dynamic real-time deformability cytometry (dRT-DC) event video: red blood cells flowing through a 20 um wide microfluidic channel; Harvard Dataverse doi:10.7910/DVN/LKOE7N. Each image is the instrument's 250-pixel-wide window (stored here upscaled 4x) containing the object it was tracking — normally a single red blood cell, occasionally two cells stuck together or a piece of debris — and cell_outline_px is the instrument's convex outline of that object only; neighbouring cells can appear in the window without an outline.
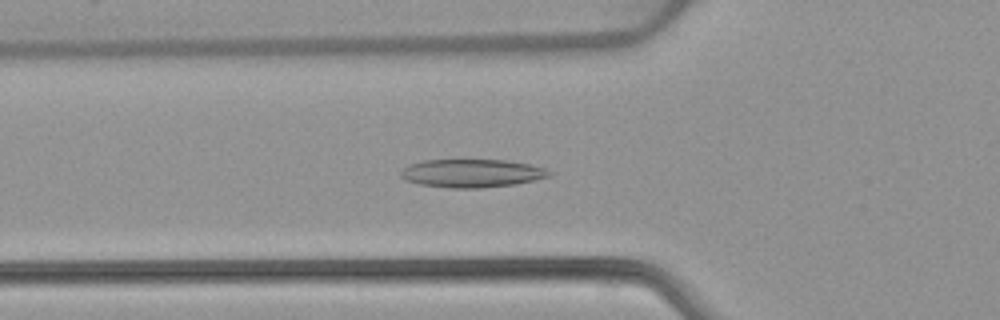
{"species": "common noctule bat (a hibernating species)", "species_latin": "Nyctalus noctula", "temperature_condition": "warm", "stored_images_in_passage": 51, "camera_frame_rate_fps": 3000, "um_per_image_px": 0.085, "animal": {"sex": "female", "body_mass_g": 22.7, "forearm_length_mm": 54.2}, "frame": {"image": 1, "passage_image": 17, "time_ms": 5.333, "image_size_px": [1000, 320], "cell_outline_px": [[552, 172], [548, 176], [516, 184], [480, 188], [448, 188], [420, 184], [404, 180], [400, 176], [400, 172], [408, 164], [424, 160], [504, 160], [528, 164], [544, 168]], "centroid_in_image_um": [40.04, 14.73], "position_along_channel_um": 85.8, "area_um2": 24.28}}
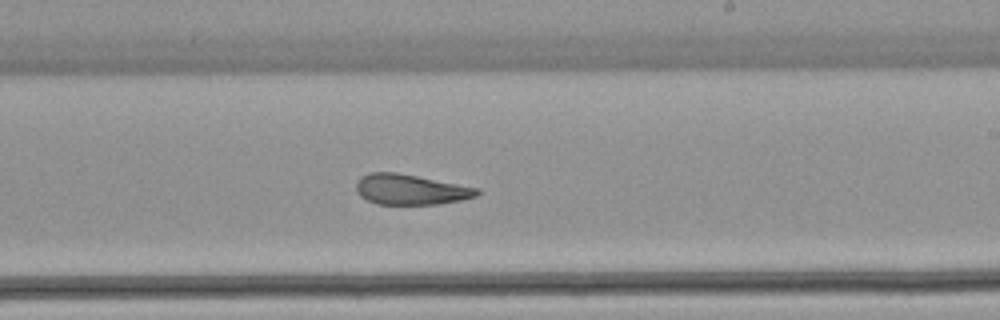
{"frame": {"image": 2, "passage_image": 30, "time_ms": 9.667, "image_size_px": [1000, 320], "cell_outline_px": [[480, 192], [476, 196], [460, 200], [436, 204], [376, 204], [360, 196], [356, 192], [356, 184], [360, 176], [368, 172], [396, 172], [480, 188]], "centroid_in_image_um": [34.86, 16.1], "position_along_channel_um": 254.1, "area_um2": 21.39}}
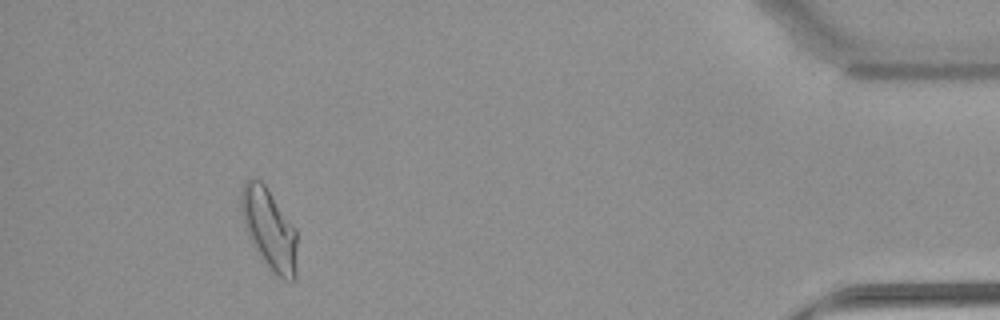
{"frame": {"image": 3, "passage_image": 47, "time_ms": 15.333, "image_size_px": [1000, 320], "cell_outline_px": [[296, 276], [292, 280], [284, 280], [268, 268], [252, 244], [244, 224], [240, 212], [240, 192], [248, 176], [252, 176], [260, 180], [264, 184], [296, 228]], "centroid_in_image_um": [22.86, 19.43], "position_along_channel_um": 412.3, "area_um2": 26.41}, "authors_computed_cell_mechanics": {"area_um2": 23.987, "velocity_mm_per_s": 3.882, "shape_relaxation_time_tau1_ms": null, "shape_relaxation_time_tau2_ms": 4.1315, "deformation_change_tau1": null, "deformation_change_tau2": 0.0983}}